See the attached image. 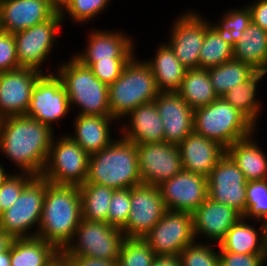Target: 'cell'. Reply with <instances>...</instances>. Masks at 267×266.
I'll use <instances>...</instances> for the list:
<instances>
[{
	"mask_svg": "<svg viewBox=\"0 0 267 266\" xmlns=\"http://www.w3.org/2000/svg\"><path fill=\"white\" fill-rule=\"evenodd\" d=\"M208 198L226 204L241 215L246 211L247 181L243 172L227 154L207 176Z\"/></svg>",
	"mask_w": 267,
	"mask_h": 266,
	"instance_id": "9a60e30c",
	"label": "cell"
},
{
	"mask_svg": "<svg viewBox=\"0 0 267 266\" xmlns=\"http://www.w3.org/2000/svg\"><path fill=\"white\" fill-rule=\"evenodd\" d=\"M256 130L257 127L223 97L194 109V131L218 142L225 149Z\"/></svg>",
	"mask_w": 267,
	"mask_h": 266,
	"instance_id": "8992f818",
	"label": "cell"
},
{
	"mask_svg": "<svg viewBox=\"0 0 267 266\" xmlns=\"http://www.w3.org/2000/svg\"><path fill=\"white\" fill-rule=\"evenodd\" d=\"M57 250L38 237L15 238L10 247V266H45Z\"/></svg>",
	"mask_w": 267,
	"mask_h": 266,
	"instance_id": "1f68e13d",
	"label": "cell"
},
{
	"mask_svg": "<svg viewBox=\"0 0 267 266\" xmlns=\"http://www.w3.org/2000/svg\"><path fill=\"white\" fill-rule=\"evenodd\" d=\"M159 92L149 65L134 55L121 75L108 86L111 117L121 122L139 105L152 102Z\"/></svg>",
	"mask_w": 267,
	"mask_h": 266,
	"instance_id": "277c9868",
	"label": "cell"
},
{
	"mask_svg": "<svg viewBox=\"0 0 267 266\" xmlns=\"http://www.w3.org/2000/svg\"><path fill=\"white\" fill-rule=\"evenodd\" d=\"M62 24L63 19L58 10L50 19L14 33L19 66L43 72L45 68L42 70V66L50 58L53 48L57 47L56 39Z\"/></svg>",
	"mask_w": 267,
	"mask_h": 266,
	"instance_id": "30bf717a",
	"label": "cell"
},
{
	"mask_svg": "<svg viewBox=\"0 0 267 266\" xmlns=\"http://www.w3.org/2000/svg\"><path fill=\"white\" fill-rule=\"evenodd\" d=\"M130 204L124 237H144L167 211L158 186L139 184L130 188Z\"/></svg>",
	"mask_w": 267,
	"mask_h": 266,
	"instance_id": "5bb4252c",
	"label": "cell"
},
{
	"mask_svg": "<svg viewBox=\"0 0 267 266\" xmlns=\"http://www.w3.org/2000/svg\"><path fill=\"white\" fill-rule=\"evenodd\" d=\"M72 266H117L116 261L71 256Z\"/></svg>",
	"mask_w": 267,
	"mask_h": 266,
	"instance_id": "7dc6e473",
	"label": "cell"
},
{
	"mask_svg": "<svg viewBox=\"0 0 267 266\" xmlns=\"http://www.w3.org/2000/svg\"><path fill=\"white\" fill-rule=\"evenodd\" d=\"M81 219L79 186L57 185L48 181L36 237L64 249L72 240Z\"/></svg>",
	"mask_w": 267,
	"mask_h": 266,
	"instance_id": "7a4b0ae2",
	"label": "cell"
},
{
	"mask_svg": "<svg viewBox=\"0 0 267 266\" xmlns=\"http://www.w3.org/2000/svg\"><path fill=\"white\" fill-rule=\"evenodd\" d=\"M58 10L52 0H2L0 29L14 34L50 19Z\"/></svg>",
	"mask_w": 267,
	"mask_h": 266,
	"instance_id": "44dd1931",
	"label": "cell"
},
{
	"mask_svg": "<svg viewBox=\"0 0 267 266\" xmlns=\"http://www.w3.org/2000/svg\"><path fill=\"white\" fill-rule=\"evenodd\" d=\"M124 120L122 126L118 124L120 128L117 131L126 140L135 144L164 142L163 121L154 101L139 105Z\"/></svg>",
	"mask_w": 267,
	"mask_h": 266,
	"instance_id": "cb8c5ba5",
	"label": "cell"
},
{
	"mask_svg": "<svg viewBox=\"0 0 267 266\" xmlns=\"http://www.w3.org/2000/svg\"><path fill=\"white\" fill-rule=\"evenodd\" d=\"M130 209V188L114 190L108 210V224L122 229L127 223Z\"/></svg>",
	"mask_w": 267,
	"mask_h": 266,
	"instance_id": "b9f144b4",
	"label": "cell"
},
{
	"mask_svg": "<svg viewBox=\"0 0 267 266\" xmlns=\"http://www.w3.org/2000/svg\"><path fill=\"white\" fill-rule=\"evenodd\" d=\"M58 7L62 5L65 0H52Z\"/></svg>",
	"mask_w": 267,
	"mask_h": 266,
	"instance_id": "11a10c76",
	"label": "cell"
},
{
	"mask_svg": "<svg viewBox=\"0 0 267 266\" xmlns=\"http://www.w3.org/2000/svg\"><path fill=\"white\" fill-rule=\"evenodd\" d=\"M256 72L249 64L234 58L208 69L211 84L218 97H222L234 86L244 83Z\"/></svg>",
	"mask_w": 267,
	"mask_h": 266,
	"instance_id": "836d02e7",
	"label": "cell"
},
{
	"mask_svg": "<svg viewBox=\"0 0 267 266\" xmlns=\"http://www.w3.org/2000/svg\"><path fill=\"white\" fill-rule=\"evenodd\" d=\"M193 230L196 241L219 244L228 230L242 217L234 208L220 204L210 198L207 199L192 213ZM201 235V236H200ZM200 236L203 239L197 238Z\"/></svg>",
	"mask_w": 267,
	"mask_h": 266,
	"instance_id": "7402d4cb",
	"label": "cell"
},
{
	"mask_svg": "<svg viewBox=\"0 0 267 266\" xmlns=\"http://www.w3.org/2000/svg\"><path fill=\"white\" fill-rule=\"evenodd\" d=\"M130 59H110L105 61H97L89 68L94 76L106 85L112 84L122 73L125 65Z\"/></svg>",
	"mask_w": 267,
	"mask_h": 266,
	"instance_id": "7bdbcfd3",
	"label": "cell"
},
{
	"mask_svg": "<svg viewBox=\"0 0 267 266\" xmlns=\"http://www.w3.org/2000/svg\"><path fill=\"white\" fill-rule=\"evenodd\" d=\"M153 101L163 121L164 142L178 145L194 131V109L176 91H160Z\"/></svg>",
	"mask_w": 267,
	"mask_h": 266,
	"instance_id": "ffe728a7",
	"label": "cell"
},
{
	"mask_svg": "<svg viewBox=\"0 0 267 266\" xmlns=\"http://www.w3.org/2000/svg\"><path fill=\"white\" fill-rule=\"evenodd\" d=\"M215 247V249L213 248ZM218 244L199 242L187 245L179 254L181 266H220Z\"/></svg>",
	"mask_w": 267,
	"mask_h": 266,
	"instance_id": "ab89813d",
	"label": "cell"
},
{
	"mask_svg": "<svg viewBox=\"0 0 267 266\" xmlns=\"http://www.w3.org/2000/svg\"><path fill=\"white\" fill-rule=\"evenodd\" d=\"M142 238L155 256L179 255L187 245L196 241L192 213L167 210Z\"/></svg>",
	"mask_w": 267,
	"mask_h": 266,
	"instance_id": "7c38bea8",
	"label": "cell"
},
{
	"mask_svg": "<svg viewBox=\"0 0 267 266\" xmlns=\"http://www.w3.org/2000/svg\"><path fill=\"white\" fill-rule=\"evenodd\" d=\"M35 176L29 173H11L0 187V214L6 211L19 197L24 187Z\"/></svg>",
	"mask_w": 267,
	"mask_h": 266,
	"instance_id": "60d3db41",
	"label": "cell"
},
{
	"mask_svg": "<svg viewBox=\"0 0 267 266\" xmlns=\"http://www.w3.org/2000/svg\"><path fill=\"white\" fill-rule=\"evenodd\" d=\"M213 21L206 19L205 38L199 54V68L209 69L233 58V45Z\"/></svg>",
	"mask_w": 267,
	"mask_h": 266,
	"instance_id": "d6a6232c",
	"label": "cell"
},
{
	"mask_svg": "<svg viewBox=\"0 0 267 266\" xmlns=\"http://www.w3.org/2000/svg\"><path fill=\"white\" fill-rule=\"evenodd\" d=\"M19 68L14 34L0 29V72Z\"/></svg>",
	"mask_w": 267,
	"mask_h": 266,
	"instance_id": "ee69618b",
	"label": "cell"
},
{
	"mask_svg": "<svg viewBox=\"0 0 267 266\" xmlns=\"http://www.w3.org/2000/svg\"><path fill=\"white\" fill-rule=\"evenodd\" d=\"M15 238L0 228V254L10 249Z\"/></svg>",
	"mask_w": 267,
	"mask_h": 266,
	"instance_id": "f907efd6",
	"label": "cell"
},
{
	"mask_svg": "<svg viewBox=\"0 0 267 266\" xmlns=\"http://www.w3.org/2000/svg\"><path fill=\"white\" fill-rule=\"evenodd\" d=\"M184 171L207 177L226 154L218 142L208 139L195 131L178 144Z\"/></svg>",
	"mask_w": 267,
	"mask_h": 266,
	"instance_id": "603a6c76",
	"label": "cell"
},
{
	"mask_svg": "<svg viewBox=\"0 0 267 266\" xmlns=\"http://www.w3.org/2000/svg\"><path fill=\"white\" fill-rule=\"evenodd\" d=\"M86 48L73 55L80 63L90 67L97 61L110 59H131L135 55L134 38L119 30H90ZM133 41V42H132Z\"/></svg>",
	"mask_w": 267,
	"mask_h": 266,
	"instance_id": "d6986e66",
	"label": "cell"
},
{
	"mask_svg": "<svg viewBox=\"0 0 267 266\" xmlns=\"http://www.w3.org/2000/svg\"><path fill=\"white\" fill-rule=\"evenodd\" d=\"M52 140L42 177L52 184L81 186L86 182L89 155L67 134Z\"/></svg>",
	"mask_w": 267,
	"mask_h": 266,
	"instance_id": "9c48e42d",
	"label": "cell"
},
{
	"mask_svg": "<svg viewBox=\"0 0 267 266\" xmlns=\"http://www.w3.org/2000/svg\"><path fill=\"white\" fill-rule=\"evenodd\" d=\"M253 1L247 4L251 11V20L254 24L267 31V0Z\"/></svg>",
	"mask_w": 267,
	"mask_h": 266,
	"instance_id": "bcb514c9",
	"label": "cell"
},
{
	"mask_svg": "<svg viewBox=\"0 0 267 266\" xmlns=\"http://www.w3.org/2000/svg\"><path fill=\"white\" fill-rule=\"evenodd\" d=\"M32 68H19L0 72V119L25 115L32 96V89L43 73Z\"/></svg>",
	"mask_w": 267,
	"mask_h": 266,
	"instance_id": "ac0fdd59",
	"label": "cell"
},
{
	"mask_svg": "<svg viewBox=\"0 0 267 266\" xmlns=\"http://www.w3.org/2000/svg\"><path fill=\"white\" fill-rule=\"evenodd\" d=\"M176 92L192 109L206 106L218 98L208 69H188Z\"/></svg>",
	"mask_w": 267,
	"mask_h": 266,
	"instance_id": "4dcf8cb0",
	"label": "cell"
},
{
	"mask_svg": "<svg viewBox=\"0 0 267 266\" xmlns=\"http://www.w3.org/2000/svg\"><path fill=\"white\" fill-rule=\"evenodd\" d=\"M151 266H181L179 255L155 256Z\"/></svg>",
	"mask_w": 267,
	"mask_h": 266,
	"instance_id": "681fc988",
	"label": "cell"
},
{
	"mask_svg": "<svg viewBox=\"0 0 267 266\" xmlns=\"http://www.w3.org/2000/svg\"><path fill=\"white\" fill-rule=\"evenodd\" d=\"M82 219L108 223V210L112 188L97 183H84L79 186Z\"/></svg>",
	"mask_w": 267,
	"mask_h": 266,
	"instance_id": "e575fe53",
	"label": "cell"
},
{
	"mask_svg": "<svg viewBox=\"0 0 267 266\" xmlns=\"http://www.w3.org/2000/svg\"><path fill=\"white\" fill-rule=\"evenodd\" d=\"M72 122L75 123V133L66 134L89 156L108 147L116 139L111 134V126L117 122L111 116L77 115Z\"/></svg>",
	"mask_w": 267,
	"mask_h": 266,
	"instance_id": "d4e9b609",
	"label": "cell"
},
{
	"mask_svg": "<svg viewBox=\"0 0 267 266\" xmlns=\"http://www.w3.org/2000/svg\"><path fill=\"white\" fill-rule=\"evenodd\" d=\"M242 217L260 223L267 219V179L247 182L246 211Z\"/></svg>",
	"mask_w": 267,
	"mask_h": 266,
	"instance_id": "f35d334b",
	"label": "cell"
},
{
	"mask_svg": "<svg viewBox=\"0 0 267 266\" xmlns=\"http://www.w3.org/2000/svg\"><path fill=\"white\" fill-rule=\"evenodd\" d=\"M58 65L54 71L66 88L70 109L78 107L76 115L111 116L108 85L100 82L89 67L73 56Z\"/></svg>",
	"mask_w": 267,
	"mask_h": 266,
	"instance_id": "5b68a950",
	"label": "cell"
},
{
	"mask_svg": "<svg viewBox=\"0 0 267 266\" xmlns=\"http://www.w3.org/2000/svg\"><path fill=\"white\" fill-rule=\"evenodd\" d=\"M54 135L49 126L26 115L4 117L0 119V152L19 173L41 176Z\"/></svg>",
	"mask_w": 267,
	"mask_h": 266,
	"instance_id": "6da1fadb",
	"label": "cell"
},
{
	"mask_svg": "<svg viewBox=\"0 0 267 266\" xmlns=\"http://www.w3.org/2000/svg\"><path fill=\"white\" fill-rule=\"evenodd\" d=\"M243 7L235 9L230 8L226 11L217 22H213L222 32L226 34V37L232 45L239 40L243 31L247 29L248 25L252 22L251 11L248 5H242Z\"/></svg>",
	"mask_w": 267,
	"mask_h": 266,
	"instance_id": "74e56055",
	"label": "cell"
},
{
	"mask_svg": "<svg viewBox=\"0 0 267 266\" xmlns=\"http://www.w3.org/2000/svg\"><path fill=\"white\" fill-rule=\"evenodd\" d=\"M267 73L257 71L250 79L234 86L222 97L235 109L241 112L255 127L261 114L262 101L257 98V89L260 81ZM259 116V117H258Z\"/></svg>",
	"mask_w": 267,
	"mask_h": 266,
	"instance_id": "f546056e",
	"label": "cell"
},
{
	"mask_svg": "<svg viewBox=\"0 0 267 266\" xmlns=\"http://www.w3.org/2000/svg\"><path fill=\"white\" fill-rule=\"evenodd\" d=\"M233 58L267 73V31L251 22L233 45Z\"/></svg>",
	"mask_w": 267,
	"mask_h": 266,
	"instance_id": "f1b7e54d",
	"label": "cell"
},
{
	"mask_svg": "<svg viewBox=\"0 0 267 266\" xmlns=\"http://www.w3.org/2000/svg\"><path fill=\"white\" fill-rule=\"evenodd\" d=\"M5 165L0 163V187L3 185V183L6 181V179L11 175L10 172L8 173V170H6Z\"/></svg>",
	"mask_w": 267,
	"mask_h": 266,
	"instance_id": "f5cc1de1",
	"label": "cell"
},
{
	"mask_svg": "<svg viewBox=\"0 0 267 266\" xmlns=\"http://www.w3.org/2000/svg\"><path fill=\"white\" fill-rule=\"evenodd\" d=\"M51 72L43 73L35 83L25 115L56 131L54 124L59 125L71 110L62 79L54 70Z\"/></svg>",
	"mask_w": 267,
	"mask_h": 266,
	"instance_id": "8fae6325",
	"label": "cell"
},
{
	"mask_svg": "<svg viewBox=\"0 0 267 266\" xmlns=\"http://www.w3.org/2000/svg\"><path fill=\"white\" fill-rule=\"evenodd\" d=\"M45 266H72L71 256L64 249H58Z\"/></svg>",
	"mask_w": 267,
	"mask_h": 266,
	"instance_id": "c3c4849f",
	"label": "cell"
},
{
	"mask_svg": "<svg viewBox=\"0 0 267 266\" xmlns=\"http://www.w3.org/2000/svg\"><path fill=\"white\" fill-rule=\"evenodd\" d=\"M85 183H97L113 190L141 184L137 144L119 136L108 147L90 155Z\"/></svg>",
	"mask_w": 267,
	"mask_h": 266,
	"instance_id": "3957f363",
	"label": "cell"
},
{
	"mask_svg": "<svg viewBox=\"0 0 267 266\" xmlns=\"http://www.w3.org/2000/svg\"><path fill=\"white\" fill-rule=\"evenodd\" d=\"M220 266H264L266 254H238L219 251Z\"/></svg>",
	"mask_w": 267,
	"mask_h": 266,
	"instance_id": "f6af8a7d",
	"label": "cell"
},
{
	"mask_svg": "<svg viewBox=\"0 0 267 266\" xmlns=\"http://www.w3.org/2000/svg\"><path fill=\"white\" fill-rule=\"evenodd\" d=\"M123 231L106 222L81 219L72 240L64 248L70 256L118 262Z\"/></svg>",
	"mask_w": 267,
	"mask_h": 266,
	"instance_id": "ba28073f",
	"label": "cell"
},
{
	"mask_svg": "<svg viewBox=\"0 0 267 266\" xmlns=\"http://www.w3.org/2000/svg\"><path fill=\"white\" fill-rule=\"evenodd\" d=\"M111 1L112 0H65L59 7L63 25L68 18L67 16H69L68 19H71V22L74 24L79 23L82 25V23L93 21L107 9Z\"/></svg>",
	"mask_w": 267,
	"mask_h": 266,
	"instance_id": "d590c367",
	"label": "cell"
},
{
	"mask_svg": "<svg viewBox=\"0 0 267 266\" xmlns=\"http://www.w3.org/2000/svg\"><path fill=\"white\" fill-rule=\"evenodd\" d=\"M251 219L241 217L226 233L224 239L218 244L219 251H228L238 254H265L263 226L250 225ZM255 225V226H254Z\"/></svg>",
	"mask_w": 267,
	"mask_h": 266,
	"instance_id": "83f0119b",
	"label": "cell"
},
{
	"mask_svg": "<svg viewBox=\"0 0 267 266\" xmlns=\"http://www.w3.org/2000/svg\"><path fill=\"white\" fill-rule=\"evenodd\" d=\"M255 135L256 131L226 149V154L237 164L247 182L267 179V155L256 143Z\"/></svg>",
	"mask_w": 267,
	"mask_h": 266,
	"instance_id": "484cf974",
	"label": "cell"
},
{
	"mask_svg": "<svg viewBox=\"0 0 267 266\" xmlns=\"http://www.w3.org/2000/svg\"><path fill=\"white\" fill-rule=\"evenodd\" d=\"M155 253L143 238L125 237L117 266H151Z\"/></svg>",
	"mask_w": 267,
	"mask_h": 266,
	"instance_id": "8d00e7d4",
	"label": "cell"
},
{
	"mask_svg": "<svg viewBox=\"0 0 267 266\" xmlns=\"http://www.w3.org/2000/svg\"><path fill=\"white\" fill-rule=\"evenodd\" d=\"M10 249L0 254V266H10Z\"/></svg>",
	"mask_w": 267,
	"mask_h": 266,
	"instance_id": "816d5d0a",
	"label": "cell"
},
{
	"mask_svg": "<svg viewBox=\"0 0 267 266\" xmlns=\"http://www.w3.org/2000/svg\"><path fill=\"white\" fill-rule=\"evenodd\" d=\"M47 186L46 179L35 176L17 200L0 214V228L14 238L36 237Z\"/></svg>",
	"mask_w": 267,
	"mask_h": 266,
	"instance_id": "52a82bcc",
	"label": "cell"
},
{
	"mask_svg": "<svg viewBox=\"0 0 267 266\" xmlns=\"http://www.w3.org/2000/svg\"><path fill=\"white\" fill-rule=\"evenodd\" d=\"M158 188L170 211L193 213L208 197L207 177L184 170Z\"/></svg>",
	"mask_w": 267,
	"mask_h": 266,
	"instance_id": "e0dca14e",
	"label": "cell"
},
{
	"mask_svg": "<svg viewBox=\"0 0 267 266\" xmlns=\"http://www.w3.org/2000/svg\"><path fill=\"white\" fill-rule=\"evenodd\" d=\"M143 184L159 186L183 170L178 145L168 142L137 144Z\"/></svg>",
	"mask_w": 267,
	"mask_h": 266,
	"instance_id": "2e32d148",
	"label": "cell"
},
{
	"mask_svg": "<svg viewBox=\"0 0 267 266\" xmlns=\"http://www.w3.org/2000/svg\"><path fill=\"white\" fill-rule=\"evenodd\" d=\"M185 12L177 16L170 29V38L165 42L187 69H197L200 49L205 38L206 18L196 10Z\"/></svg>",
	"mask_w": 267,
	"mask_h": 266,
	"instance_id": "4fadbf2b",
	"label": "cell"
},
{
	"mask_svg": "<svg viewBox=\"0 0 267 266\" xmlns=\"http://www.w3.org/2000/svg\"><path fill=\"white\" fill-rule=\"evenodd\" d=\"M262 226H263L264 248H265V254L267 258V219L262 221Z\"/></svg>",
	"mask_w": 267,
	"mask_h": 266,
	"instance_id": "db71d44e",
	"label": "cell"
},
{
	"mask_svg": "<svg viewBox=\"0 0 267 266\" xmlns=\"http://www.w3.org/2000/svg\"><path fill=\"white\" fill-rule=\"evenodd\" d=\"M156 49L155 55L144 61L151 68L157 89L176 91L188 69L178 60L166 42L159 43Z\"/></svg>",
	"mask_w": 267,
	"mask_h": 266,
	"instance_id": "4316f807",
	"label": "cell"
}]
</instances>
